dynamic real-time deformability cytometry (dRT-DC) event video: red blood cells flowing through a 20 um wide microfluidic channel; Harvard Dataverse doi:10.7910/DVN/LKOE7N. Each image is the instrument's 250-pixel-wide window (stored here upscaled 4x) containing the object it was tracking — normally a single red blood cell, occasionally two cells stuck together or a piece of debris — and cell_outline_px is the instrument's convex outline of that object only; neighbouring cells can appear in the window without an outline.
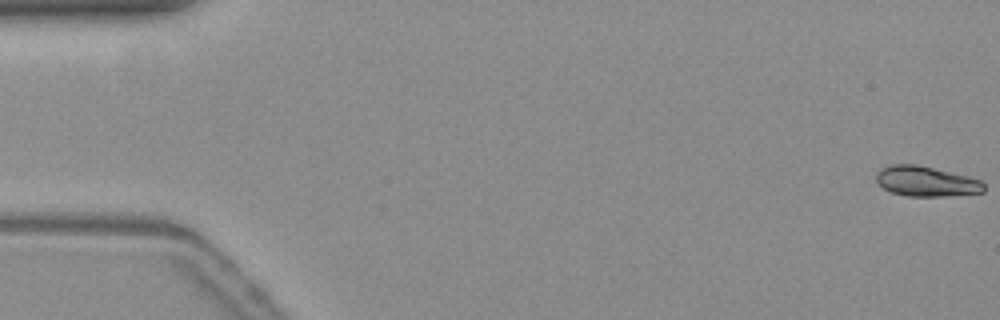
{"species": "common noctule bat (a hibernating species)", "species_latin": "Nyctalus noctula", "temperature_condition": "warm", "stored_images_in_passage": 56, "camera_frame_rate_fps": 3000, "um_per_image_px": 0.085, "animal": {"sex": "female", "body_mass_g": 19.3, "forearm_length_mm": 54.1}, "frame": {"image": 1, "passage_image": 1, "time_ms": 0.0, "image_size_px": [1000, 320], "cell_outline_px": [[984, 192], [944, 196], [908, 196], [892, 192], [884, 188], [876, 180], [876, 172], [880, 168], [888, 164], [916, 164], [968, 176], [980, 180], [984, 184]], "centroid_in_image_um": [78.69, 15.4], "position_along_channel_um": 6.3, "area_um2": 18.84}}
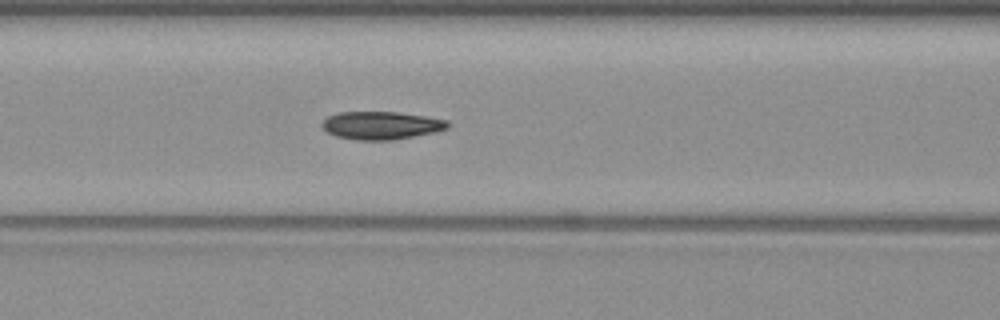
{"frame": {"image": 2, "passage_image": 23, "time_ms": 7.333, "image_size_px": [1000, 320], "cell_outline_px": [[448, 128], [436, 132], [392, 140], [356, 140], [336, 136], [328, 132], [320, 124], [328, 116], [340, 112], [396, 112], [424, 116], [448, 120]], "centroid_in_image_um": [32.4, 10.66], "position_along_channel_um": 134.2, "area_um2": 20.35}}
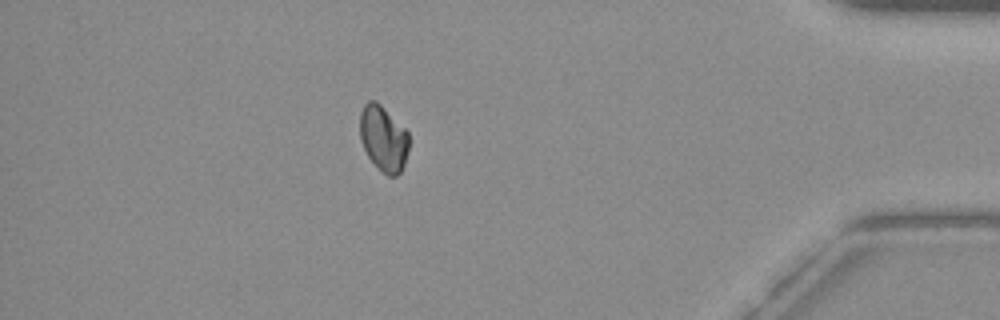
{"frame": {"image": 3, "passage_image": 48, "time_ms": 15.667, "image_size_px": [1000, 320], "cell_outline_px": [[408, 152], [404, 164], [400, 172], [396, 176], [388, 176], [368, 156], [360, 140], [360, 112], [364, 104], [368, 100], [376, 100], [408, 132]], "centroid_in_image_um": [32.58, 11.74], "position_along_channel_um": 402.6, "area_um2": 18.5}}